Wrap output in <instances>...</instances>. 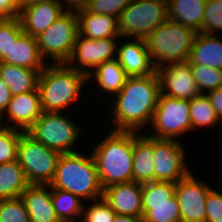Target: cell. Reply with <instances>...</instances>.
<instances>
[{
  "instance_id": "obj_42",
  "label": "cell",
  "mask_w": 222,
  "mask_h": 222,
  "mask_svg": "<svg viewBox=\"0 0 222 222\" xmlns=\"http://www.w3.org/2000/svg\"><path fill=\"white\" fill-rule=\"evenodd\" d=\"M11 98H12L11 90L0 77V116L7 109Z\"/></svg>"
},
{
  "instance_id": "obj_6",
  "label": "cell",
  "mask_w": 222,
  "mask_h": 222,
  "mask_svg": "<svg viewBox=\"0 0 222 222\" xmlns=\"http://www.w3.org/2000/svg\"><path fill=\"white\" fill-rule=\"evenodd\" d=\"M61 153L47 148L27 132H22L17 159L29 184L50 185Z\"/></svg>"
},
{
  "instance_id": "obj_14",
  "label": "cell",
  "mask_w": 222,
  "mask_h": 222,
  "mask_svg": "<svg viewBox=\"0 0 222 222\" xmlns=\"http://www.w3.org/2000/svg\"><path fill=\"white\" fill-rule=\"evenodd\" d=\"M211 189L208 183L195 179L191 172L176 183L181 222H206V198Z\"/></svg>"
},
{
  "instance_id": "obj_16",
  "label": "cell",
  "mask_w": 222,
  "mask_h": 222,
  "mask_svg": "<svg viewBox=\"0 0 222 222\" xmlns=\"http://www.w3.org/2000/svg\"><path fill=\"white\" fill-rule=\"evenodd\" d=\"M42 113L40 94L36 88L23 94L12 95L7 109L0 116V124L4 126V121L7 120L10 121L9 124L13 123L12 128L27 132Z\"/></svg>"
},
{
  "instance_id": "obj_34",
  "label": "cell",
  "mask_w": 222,
  "mask_h": 222,
  "mask_svg": "<svg viewBox=\"0 0 222 222\" xmlns=\"http://www.w3.org/2000/svg\"><path fill=\"white\" fill-rule=\"evenodd\" d=\"M116 213L103 197L84 205L82 222H113Z\"/></svg>"
},
{
  "instance_id": "obj_9",
  "label": "cell",
  "mask_w": 222,
  "mask_h": 222,
  "mask_svg": "<svg viewBox=\"0 0 222 222\" xmlns=\"http://www.w3.org/2000/svg\"><path fill=\"white\" fill-rule=\"evenodd\" d=\"M78 33L77 13L65 12L36 36L41 56L53 63H66L73 53Z\"/></svg>"
},
{
  "instance_id": "obj_31",
  "label": "cell",
  "mask_w": 222,
  "mask_h": 222,
  "mask_svg": "<svg viewBox=\"0 0 222 222\" xmlns=\"http://www.w3.org/2000/svg\"><path fill=\"white\" fill-rule=\"evenodd\" d=\"M23 131L0 124V164L17 160L18 143Z\"/></svg>"
},
{
  "instance_id": "obj_5",
  "label": "cell",
  "mask_w": 222,
  "mask_h": 222,
  "mask_svg": "<svg viewBox=\"0 0 222 222\" xmlns=\"http://www.w3.org/2000/svg\"><path fill=\"white\" fill-rule=\"evenodd\" d=\"M196 34L191 28L169 19L159 25L144 39L155 67L188 61Z\"/></svg>"
},
{
  "instance_id": "obj_7",
  "label": "cell",
  "mask_w": 222,
  "mask_h": 222,
  "mask_svg": "<svg viewBox=\"0 0 222 222\" xmlns=\"http://www.w3.org/2000/svg\"><path fill=\"white\" fill-rule=\"evenodd\" d=\"M81 129L65 113L43 112L27 133L47 148L60 153H71L76 152L73 147L80 138Z\"/></svg>"
},
{
  "instance_id": "obj_1",
  "label": "cell",
  "mask_w": 222,
  "mask_h": 222,
  "mask_svg": "<svg viewBox=\"0 0 222 222\" xmlns=\"http://www.w3.org/2000/svg\"><path fill=\"white\" fill-rule=\"evenodd\" d=\"M160 90L158 73L128 77L121 91L113 97L112 121L115 131L139 132L152 121Z\"/></svg>"
},
{
  "instance_id": "obj_39",
  "label": "cell",
  "mask_w": 222,
  "mask_h": 222,
  "mask_svg": "<svg viewBox=\"0 0 222 222\" xmlns=\"http://www.w3.org/2000/svg\"><path fill=\"white\" fill-rule=\"evenodd\" d=\"M21 8V0H0V19L18 17Z\"/></svg>"
},
{
  "instance_id": "obj_41",
  "label": "cell",
  "mask_w": 222,
  "mask_h": 222,
  "mask_svg": "<svg viewBox=\"0 0 222 222\" xmlns=\"http://www.w3.org/2000/svg\"><path fill=\"white\" fill-rule=\"evenodd\" d=\"M213 105L216 115L222 122V87L206 93Z\"/></svg>"
},
{
  "instance_id": "obj_36",
  "label": "cell",
  "mask_w": 222,
  "mask_h": 222,
  "mask_svg": "<svg viewBox=\"0 0 222 222\" xmlns=\"http://www.w3.org/2000/svg\"><path fill=\"white\" fill-rule=\"evenodd\" d=\"M222 32V0H206L204 21L201 33Z\"/></svg>"
},
{
  "instance_id": "obj_38",
  "label": "cell",
  "mask_w": 222,
  "mask_h": 222,
  "mask_svg": "<svg viewBox=\"0 0 222 222\" xmlns=\"http://www.w3.org/2000/svg\"><path fill=\"white\" fill-rule=\"evenodd\" d=\"M206 222H222V193L212 188L206 198Z\"/></svg>"
},
{
  "instance_id": "obj_25",
  "label": "cell",
  "mask_w": 222,
  "mask_h": 222,
  "mask_svg": "<svg viewBox=\"0 0 222 222\" xmlns=\"http://www.w3.org/2000/svg\"><path fill=\"white\" fill-rule=\"evenodd\" d=\"M206 0H173L167 5L168 19L200 33Z\"/></svg>"
},
{
  "instance_id": "obj_37",
  "label": "cell",
  "mask_w": 222,
  "mask_h": 222,
  "mask_svg": "<svg viewBox=\"0 0 222 222\" xmlns=\"http://www.w3.org/2000/svg\"><path fill=\"white\" fill-rule=\"evenodd\" d=\"M132 2V0H91L88 11L98 14L112 15L119 18L121 12Z\"/></svg>"
},
{
  "instance_id": "obj_26",
  "label": "cell",
  "mask_w": 222,
  "mask_h": 222,
  "mask_svg": "<svg viewBox=\"0 0 222 222\" xmlns=\"http://www.w3.org/2000/svg\"><path fill=\"white\" fill-rule=\"evenodd\" d=\"M91 77L95 79V82L97 86L100 87L101 92L103 91V93L106 92V94H114L115 96L121 91L129 76L118 63L117 59H113L105 61L96 67L91 73H89L88 80H92Z\"/></svg>"
},
{
  "instance_id": "obj_28",
  "label": "cell",
  "mask_w": 222,
  "mask_h": 222,
  "mask_svg": "<svg viewBox=\"0 0 222 222\" xmlns=\"http://www.w3.org/2000/svg\"><path fill=\"white\" fill-rule=\"evenodd\" d=\"M0 77L9 87L12 95H19L37 88L39 72L0 62Z\"/></svg>"
},
{
  "instance_id": "obj_23",
  "label": "cell",
  "mask_w": 222,
  "mask_h": 222,
  "mask_svg": "<svg viewBox=\"0 0 222 222\" xmlns=\"http://www.w3.org/2000/svg\"><path fill=\"white\" fill-rule=\"evenodd\" d=\"M147 133L133 143V181L140 184L155 181L153 137Z\"/></svg>"
},
{
  "instance_id": "obj_2",
  "label": "cell",
  "mask_w": 222,
  "mask_h": 222,
  "mask_svg": "<svg viewBox=\"0 0 222 222\" xmlns=\"http://www.w3.org/2000/svg\"><path fill=\"white\" fill-rule=\"evenodd\" d=\"M138 133L112 130L91 151L103 189L133 181V143Z\"/></svg>"
},
{
  "instance_id": "obj_11",
  "label": "cell",
  "mask_w": 222,
  "mask_h": 222,
  "mask_svg": "<svg viewBox=\"0 0 222 222\" xmlns=\"http://www.w3.org/2000/svg\"><path fill=\"white\" fill-rule=\"evenodd\" d=\"M175 187L169 181L142 184L143 222H181Z\"/></svg>"
},
{
  "instance_id": "obj_20",
  "label": "cell",
  "mask_w": 222,
  "mask_h": 222,
  "mask_svg": "<svg viewBox=\"0 0 222 222\" xmlns=\"http://www.w3.org/2000/svg\"><path fill=\"white\" fill-rule=\"evenodd\" d=\"M30 222H60L56 216L49 185L30 184L21 194Z\"/></svg>"
},
{
  "instance_id": "obj_12",
  "label": "cell",
  "mask_w": 222,
  "mask_h": 222,
  "mask_svg": "<svg viewBox=\"0 0 222 222\" xmlns=\"http://www.w3.org/2000/svg\"><path fill=\"white\" fill-rule=\"evenodd\" d=\"M177 139L153 137L155 181L177 183L191 172L185 163L186 148Z\"/></svg>"
},
{
  "instance_id": "obj_27",
  "label": "cell",
  "mask_w": 222,
  "mask_h": 222,
  "mask_svg": "<svg viewBox=\"0 0 222 222\" xmlns=\"http://www.w3.org/2000/svg\"><path fill=\"white\" fill-rule=\"evenodd\" d=\"M29 185L18 159L0 164V200L19 198Z\"/></svg>"
},
{
  "instance_id": "obj_29",
  "label": "cell",
  "mask_w": 222,
  "mask_h": 222,
  "mask_svg": "<svg viewBox=\"0 0 222 222\" xmlns=\"http://www.w3.org/2000/svg\"><path fill=\"white\" fill-rule=\"evenodd\" d=\"M51 199L60 222H75L83 213V200L75 194L58 188H51Z\"/></svg>"
},
{
  "instance_id": "obj_44",
  "label": "cell",
  "mask_w": 222,
  "mask_h": 222,
  "mask_svg": "<svg viewBox=\"0 0 222 222\" xmlns=\"http://www.w3.org/2000/svg\"><path fill=\"white\" fill-rule=\"evenodd\" d=\"M45 1H49V0H21L22 5H30V4H34L38 2H45Z\"/></svg>"
},
{
  "instance_id": "obj_40",
  "label": "cell",
  "mask_w": 222,
  "mask_h": 222,
  "mask_svg": "<svg viewBox=\"0 0 222 222\" xmlns=\"http://www.w3.org/2000/svg\"><path fill=\"white\" fill-rule=\"evenodd\" d=\"M91 0H58L65 12L78 13L86 9ZM66 9H65V8Z\"/></svg>"
},
{
  "instance_id": "obj_35",
  "label": "cell",
  "mask_w": 222,
  "mask_h": 222,
  "mask_svg": "<svg viewBox=\"0 0 222 222\" xmlns=\"http://www.w3.org/2000/svg\"><path fill=\"white\" fill-rule=\"evenodd\" d=\"M0 222H30L22 199L0 200Z\"/></svg>"
},
{
  "instance_id": "obj_22",
  "label": "cell",
  "mask_w": 222,
  "mask_h": 222,
  "mask_svg": "<svg viewBox=\"0 0 222 222\" xmlns=\"http://www.w3.org/2000/svg\"><path fill=\"white\" fill-rule=\"evenodd\" d=\"M79 34L89 39L118 38V18L83 9L77 13Z\"/></svg>"
},
{
  "instance_id": "obj_43",
  "label": "cell",
  "mask_w": 222,
  "mask_h": 222,
  "mask_svg": "<svg viewBox=\"0 0 222 222\" xmlns=\"http://www.w3.org/2000/svg\"><path fill=\"white\" fill-rule=\"evenodd\" d=\"M113 222H143L142 217L116 214Z\"/></svg>"
},
{
  "instance_id": "obj_17",
  "label": "cell",
  "mask_w": 222,
  "mask_h": 222,
  "mask_svg": "<svg viewBox=\"0 0 222 222\" xmlns=\"http://www.w3.org/2000/svg\"><path fill=\"white\" fill-rule=\"evenodd\" d=\"M127 38L118 46L116 59L129 77L148 76L155 74L157 68L150 58L145 40ZM133 40V41H132Z\"/></svg>"
},
{
  "instance_id": "obj_32",
  "label": "cell",
  "mask_w": 222,
  "mask_h": 222,
  "mask_svg": "<svg viewBox=\"0 0 222 222\" xmlns=\"http://www.w3.org/2000/svg\"><path fill=\"white\" fill-rule=\"evenodd\" d=\"M193 78L195 79L201 94L222 87V70L199 64H190ZM207 92H205V91Z\"/></svg>"
},
{
  "instance_id": "obj_21",
  "label": "cell",
  "mask_w": 222,
  "mask_h": 222,
  "mask_svg": "<svg viewBox=\"0 0 222 222\" xmlns=\"http://www.w3.org/2000/svg\"><path fill=\"white\" fill-rule=\"evenodd\" d=\"M1 62L37 70L39 73L47 65L41 56L36 37L26 33H23L17 42H13L10 53Z\"/></svg>"
},
{
  "instance_id": "obj_45",
  "label": "cell",
  "mask_w": 222,
  "mask_h": 222,
  "mask_svg": "<svg viewBox=\"0 0 222 222\" xmlns=\"http://www.w3.org/2000/svg\"><path fill=\"white\" fill-rule=\"evenodd\" d=\"M157 1H159V2H162V3H164L165 5H168L171 1H173V0H157Z\"/></svg>"
},
{
  "instance_id": "obj_13",
  "label": "cell",
  "mask_w": 222,
  "mask_h": 222,
  "mask_svg": "<svg viewBox=\"0 0 222 222\" xmlns=\"http://www.w3.org/2000/svg\"><path fill=\"white\" fill-rule=\"evenodd\" d=\"M117 41L120 43L121 40L117 38L93 40L78 33L73 53L66 63L88 76L100 64L116 59Z\"/></svg>"
},
{
  "instance_id": "obj_18",
  "label": "cell",
  "mask_w": 222,
  "mask_h": 222,
  "mask_svg": "<svg viewBox=\"0 0 222 222\" xmlns=\"http://www.w3.org/2000/svg\"><path fill=\"white\" fill-rule=\"evenodd\" d=\"M65 11L58 0H49L30 5H22L18 18L22 30L26 34L36 37L52 25Z\"/></svg>"
},
{
  "instance_id": "obj_33",
  "label": "cell",
  "mask_w": 222,
  "mask_h": 222,
  "mask_svg": "<svg viewBox=\"0 0 222 222\" xmlns=\"http://www.w3.org/2000/svg\"><path fill=\"white\" fill-rule=\"evenodd\" d=\"M18 17L0 19V62L10 53L13 42L23 34Z\"/></svg>"
},
{
  "instance_id": "obj_15",
  "label": "cell",
  "mask_w": 222,
  "mask_h": 222,
  "mask_svg": "<svg viewBox=\"0 0 222 222\" xmlns=\"http://www.w3.org/2000/svg\"><path fill=\"white\" fill-rule=\"evenodd\" d=\"M156 72L161 93L168 97L190 101L201 94L188 61L167 63Z\"/></svg>"
},
{
  "instance_id": "obj_24",
  "label": "cell",
  "mask_w": 222,
  "mask_h": 222,
  "mask_svg": "<svg viewBox=\"0 0 222 222\" xmlns=\"http://www.w3.org/2000/svg\"><path fill=\"white\" fill-rule=\"evenodd\" d=\"M188 62L222 70V40L216 34L197 33Z\"/></svg>"
},
{
  "instance_id": "obj_3",
  "label": "cell",
  "mask_w": 222,
  "mask_h": 222,
  "mask_svg": "<svg viewBox=\"0 0 222 222\" xmlns=\"http://www.w3.org/2000/svg\"><path fill=\"white\" fill-rule=\"evenodd\" d=\"M39 73L37 88L43 112H63L80 97L88 76L67 63H49Z\"/></svg>"
},
{
  "instance_id": "obj_19",
  "label": "cell",
  "mask_w": 222,
  "mask_h": 222,
  "mask_svg": "<svg viewBox=\"0 0 222 222\" xmlns=\"http://www.w3.org/2000/svg\"><path fill=\"white\" fill-rule=\"evenodd\" d=\"M102 197L116 214L143 217L140 183L131 181L106 187Z\"/></svg>"
},
{
  "instance_id": "obj_30",
  "label": "cell",
  "mask_w": 222,
  "mask_h": 222,
  "mask_svg": "<svg viewBox=\"0 0 222 222\" xmlns=\"http://www.w3.org/2000/svg\"><path fill=\"white\" fill-rule=\"evenodd\" d=\"M190 119L191 131L197 127H211L219 122V127H222V122L216 115L215 109L207 94H200L190 100Z\"/></svg>"
},
{
  "instance_id": "obj_4",
  "label": "cell",
  "mask_w": 222,
  "mask_h": 222,
  "mask_svg": "<svg viewBox=\"0 0 222 222\" xmlns=\"http://www.w3.org/2000/svg\"><path fill=\"white\" fill-rule=\"evenodd\" d=\"M71 192L86 202L102 197L103 188L93 155L80 153H61L54 178L49 185Z\"/></svg>"
},
{
  "instance_id": "obj_10",
  "label": "cell",
  "mask_w": 222,
  "mask_h": 222,
  "mask_svg": "<svg viewBox=\"0 0 222 222\" xmlns=\"http://www.w3.org/2000/svg\"><path fill=\"white\" fill-rule=\"evenodd\" d=\"M154 138L172 139L191 131L190 101L159 95L150 123Z\"/></svg>"
},
{
  "instance_id": "obj_8",
  "label": "cell",
  "mask_w": 222,
  "mask_h": 222,
  "mask_svg": "<svg viewBox=\"0 0 222 222\" xmlns=\"http://www.w3.org/2000/svg\"><path fill=\"white\" fill-rule=\"evenodd\" d=\"M168 19L167 5L157 0H132L118 18L120 38L145 39Z\"/></svg>"
}]
</instances>
